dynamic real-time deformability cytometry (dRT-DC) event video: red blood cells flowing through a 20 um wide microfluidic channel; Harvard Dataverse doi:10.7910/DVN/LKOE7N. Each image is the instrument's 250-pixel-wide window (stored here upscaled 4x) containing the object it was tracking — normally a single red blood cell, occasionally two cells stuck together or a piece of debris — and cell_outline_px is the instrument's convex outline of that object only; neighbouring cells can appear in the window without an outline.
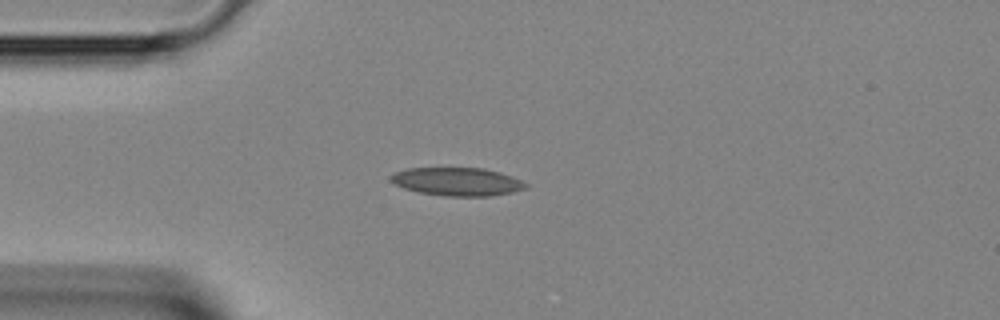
{"species": "Egyptian fruit bat (a non-hibernating species)", "species_latin": "Rousettus aegyptiacus", "temperature_condition": "room temperature", "stored_images_in_passage": 8, "camera_frame_rate_fps": 3000, "um_per_image_px": 0.085, "animal": {"sex": "female"}, "frame": {"image": 1, "passage_image": 1, "time_ms": 0.0, "image_size_px": [1000, 320], "cell_outline_px": [[528, 184], [524, 188], [512, 192], [488, 196], [444, 196], [420, 192], [404, 188], [396, 184], [392, 180], [392, 172], [408, 168], [484, 168], [500, 172], [512, 176]], "centroid_in_image_um": [38.87, 15.43], "position_along_channel_um": 46.1, "area_um2": 21.96}}
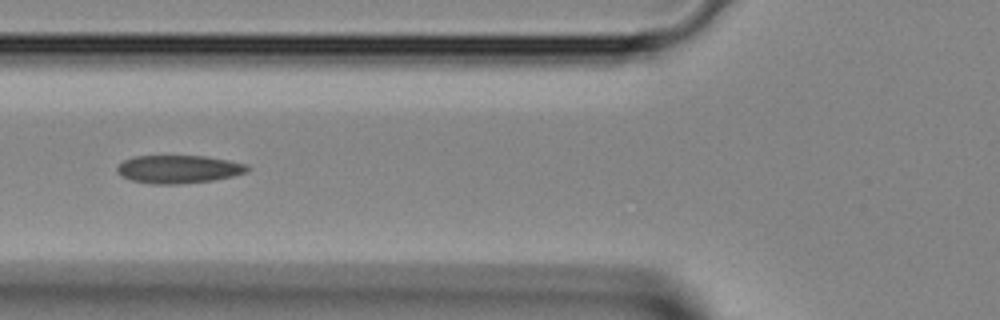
{"frame": {"image": 2, "passage_image": 6, "time_ms": 1.667, "image_size_px": [1000, 320], "cell_outline_px": [[252, 168], [244, 172], [232, 176], [212, 180], [176, 184], [152, 184], [132, 180], [124, 176], [116, 168], [124, 160], [136, 156], [208, 156], [248, 164]], "centroid_in_image_um": [15.23, 14.37], "position_along_channel_um": 110.6, "area_um2": 21.04}}
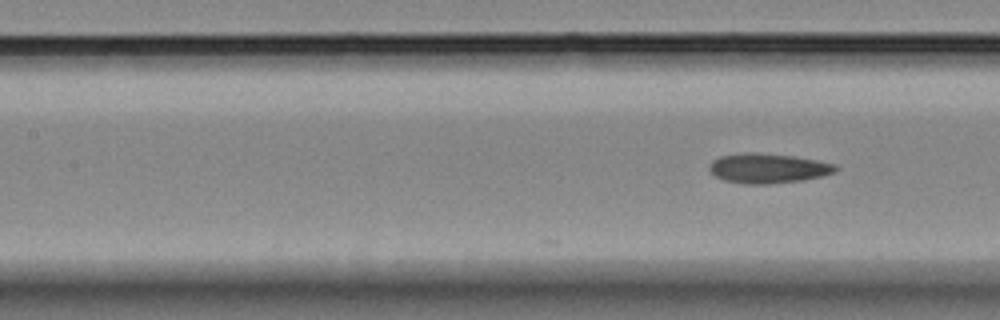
{"frame": {"image": 3, "passage_image": 8, "time_ms": 2.333, "image_size_px": [1000, 320], "cell_outline_px": [[840, 168], [836, 172], [820, 176], [800, 180], [768, 184], [744, 184], [724, 180], [716, 176], [708, 168], [712, 160], [720, 156], [744, 152], [752, 152], [796, 156], [836, 164]], "centroid_in_image_um": [65.28, 14.29], "position_along_channel_um": 142.1, "area_um2": 21.91}}